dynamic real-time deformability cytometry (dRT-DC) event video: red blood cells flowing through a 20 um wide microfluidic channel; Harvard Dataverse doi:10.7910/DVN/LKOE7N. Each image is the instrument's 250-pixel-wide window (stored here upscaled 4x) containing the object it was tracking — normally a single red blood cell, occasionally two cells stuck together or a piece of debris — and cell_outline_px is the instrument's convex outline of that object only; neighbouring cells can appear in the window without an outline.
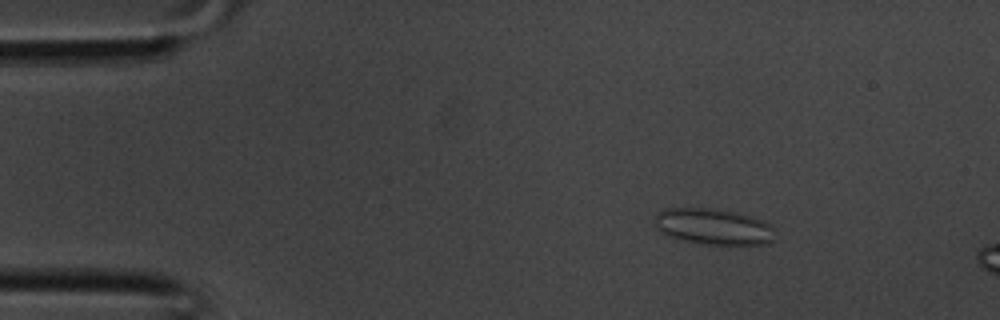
{"species": "common noctule bat (a hibernating species)", "species_latin": "Nyctalus noctula", "temperature_condition": "room temperature", "stored_images_in_passage": 7, "camera_frame_rate_fps": 3000, "um_per_image_px": 0.085, "animal": {"sex": "male", "body_mass_g": 20.1, "forearm_length_mm": 53.5}, "frame": {"image": 1, "passage_image": 3, "time_ms": 0.667, "image_size_px": [1000, 320], "cell_outline_px": [[772, 240], [768, 244], [700, 244], [668, 236], [660, 232], [656, 228], [656, 212], [664, 208], [708, 208], [736, 212], [752, 216], [764, 220], [772, 228]], "centroid_in_image_um": [60.6, 19.25], "position_along_channel_um": 24.4, "area_um2": 25.2}}